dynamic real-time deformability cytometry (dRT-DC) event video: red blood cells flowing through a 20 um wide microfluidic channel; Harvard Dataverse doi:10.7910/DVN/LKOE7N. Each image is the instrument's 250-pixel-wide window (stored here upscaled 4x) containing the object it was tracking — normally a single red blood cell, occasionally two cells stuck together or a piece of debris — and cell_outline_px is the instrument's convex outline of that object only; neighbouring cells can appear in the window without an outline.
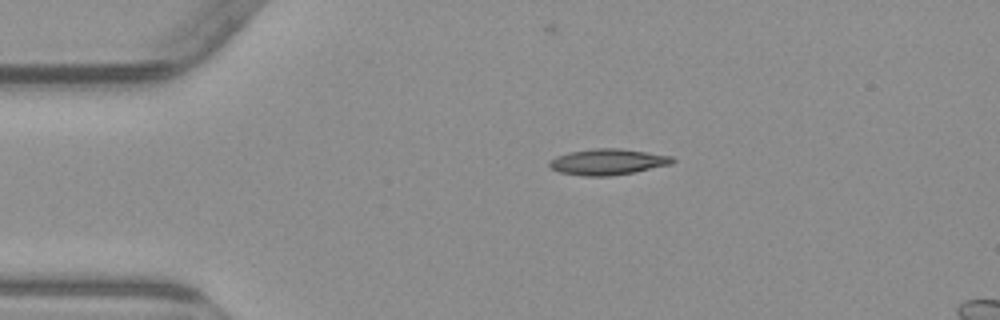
{"species": "common noctule bat (a hibernating species)", "species_latin": "Nyctalus noctula", "temperature_condition": "warm", "stored_images_in_passage": 5, "camera_frame_rate_fps": 3000, "um_per_image_px": 0.085, "animal": {"sex": "male", "body_mass_g": 23.1, "forearm_length_mm": 52.7}, "frame": {"image": 1, "passage_image": 1, "time_ms": 0.0, "image_size_px": [1000, 320], "cell_outline_px": [[676, 160], [672, 164], [636, 172], [608, 176], [584, 176], [560, 172], [548, 168], [548, 160], [556, 156], [568, 152], [592, 148], [620, 148], [672, 156]], "centroid_in_image_um": [51.63, 13.76], "position_along_channel_um": 33.4, "area_um2": 18.9}}
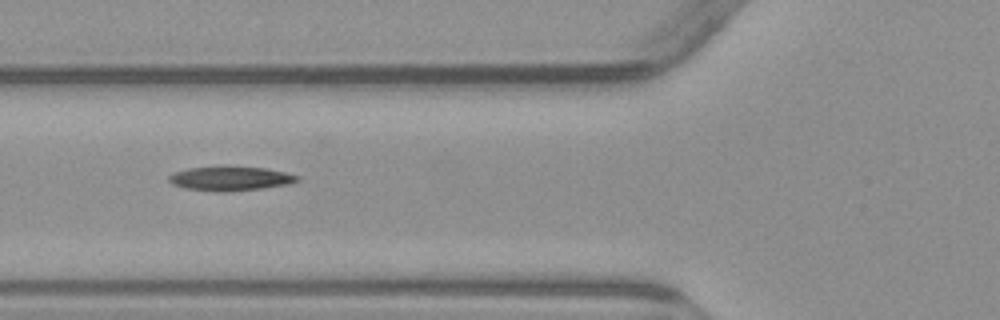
{"frame": {"image": 2, "passage_image": 3, "time_ms": 3.0, "image_size_px": [1000, 320], "cell_outline_px": [[300, 180], [288, 184], [264, 188], [228, 192], [216, 192], [184, 188], [172, 184], [168, 180], [168, 176], [176, 172], [188, 168], [228, 164], [264, 168], [284, 172], [300, 176]], "centroid_in_image_um": [19.57, 15.15], "position_along_channel_um": 106.2, "area_um2": 18.79}}
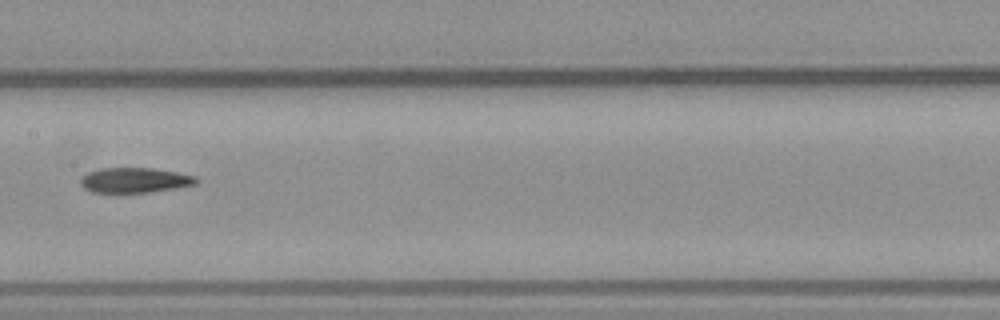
{"frame": {"image": 3, "passage_image": 5, "time_ms": 5.333, "image_size_px": [1000, 320], "cell_outline_px": [[200, 180], [196, 184], [148, 192], [92, 192], [84, 188], [80, 184], [80, 180], [88, 172], [100, 168], [152, 168], [176, 172], [196, 176]], "centroid_in_image_um": [11.45, 15.31], "position_along_channel_um": 196.0, "area_um2": 16.7}}